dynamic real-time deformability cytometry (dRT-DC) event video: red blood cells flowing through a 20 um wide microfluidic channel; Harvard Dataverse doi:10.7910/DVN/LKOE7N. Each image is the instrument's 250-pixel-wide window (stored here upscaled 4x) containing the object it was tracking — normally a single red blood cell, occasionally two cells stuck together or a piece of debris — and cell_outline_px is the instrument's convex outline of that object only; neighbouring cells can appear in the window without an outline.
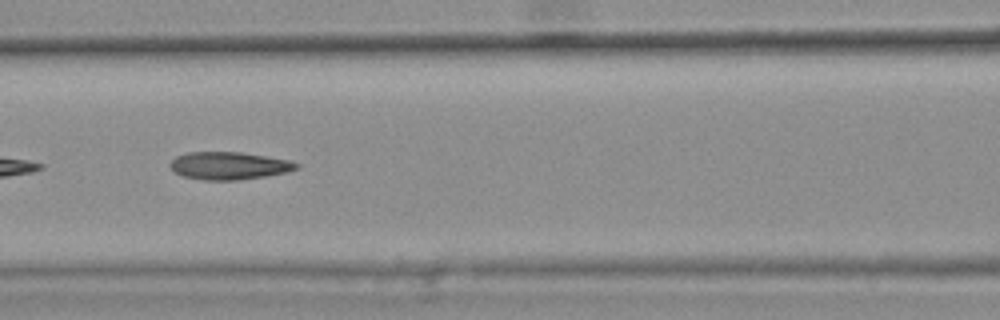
{"species": "common noctule bat (a hibernating species)", "species_latin": "Nyctalus noctula", "temperature_condition": "warm", "stored_images_in_passage": 8, "camera_frame_rate_fps": 3000, "um_per_image_px": 0.085, "animal": {"sex": "female", "body_mass_g": 25.1}, "frame": {"image": 1, "passage_image": 6, "time_ms": 1.667, "image_size_px": [1000, 320], "cell_outline_px": [[300, 168], [288, 172], [264, 176], [236, 180], [204, 180], [184, 176], [176, 172], [168, 164], [176, 156], [188, 152], [240, 152], [288, 160], [300, 164]], "centroid_in_image_um": [19.48, 14.08], "position_along_channel_um": 147.1, "area_um2": 20.17}}
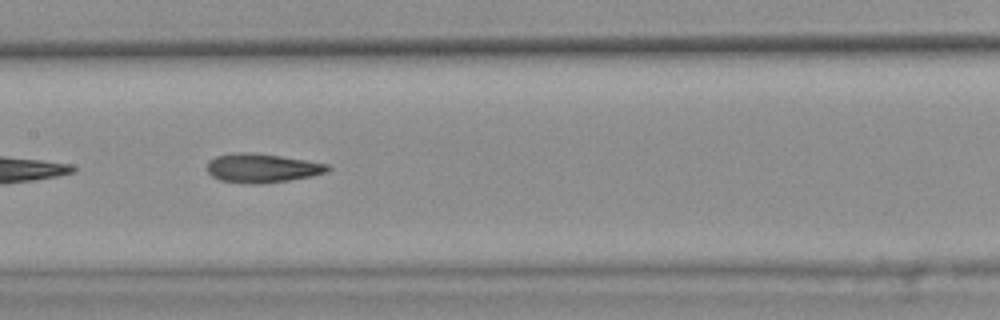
{"frame": {"image": 2, "passage_image": 7, "time_ms": 2.0, "image_size_px": [1000, 320], "cell_outline_px": [[332, 168], [328, 172], [312, 176], [288, 180], [260, 184], [248, 184], [220, 180], [212, 176], [208, 172], [208, 160], [216, 156], [236, 152], [248, 152], [280, 156], [328, 164]], "centroid_in_image_um": [22.27, 14.29], "position_along_channel_um": 185.1, "area_um2": 20.35}}